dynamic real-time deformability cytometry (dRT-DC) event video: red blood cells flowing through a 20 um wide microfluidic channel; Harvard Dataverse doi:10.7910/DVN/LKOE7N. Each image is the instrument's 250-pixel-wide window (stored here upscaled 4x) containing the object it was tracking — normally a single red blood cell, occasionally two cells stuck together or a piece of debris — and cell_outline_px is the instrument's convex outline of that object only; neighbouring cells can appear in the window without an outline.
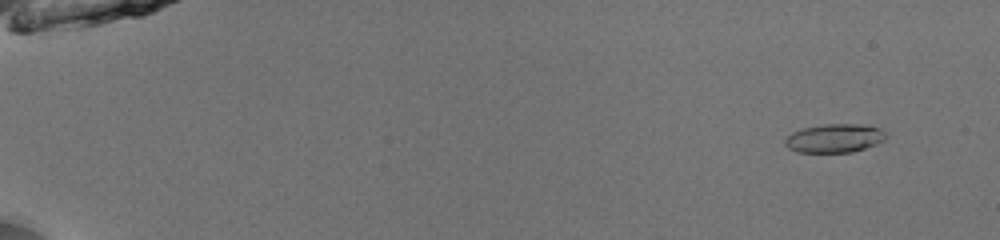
{"species": "common noctule bat (a hibernating species)", "species_latin": "Nyctalus noctula", "temperature_condition": "room temperature", "stored_images_in_passage": 53, "camera_frame_rate_fps": 3000, "um_per_image_px": 0.085, "animal": {"sex": "male", "body_mass_g": 13.0, "forearm_length_mm": 53.1}, "frame": {"image": 1, "passage_image": 5, "time_ms": 1.333, "image_size_px": [1000, 240], "cell_outline_px": [[888, 136], [884, 140], [876, 144], [852, 152], [796, 152], [788, 148], [784, 144], [784, 140], [792, 132], [804, 128], [824, 124], [872, 124], [880, 128]], "centroid_in_image_um": [70.96, 11.74], "position_along_channel_um": 14.0, "area_um2": 16.99}}
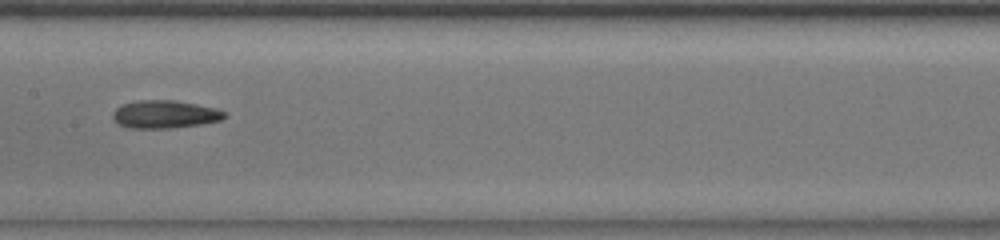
{"frame": {"image": 2, "passage_image": 30, "time_ms": 9.667, "image_size_px": [1000, 240], "cell_outline_px": [[228, 116], [220, 120], [200, 124], [168, 128], [128, 128], [120, 124], [112, 116], [112, 112], [120, 104], [140, 100], [176, 100], [216, 108], [224, 112]], "centroid_in_image_um": [13.99, 9.7], "position_along_channel_um": 193.4, "area_um2": 18.09}}
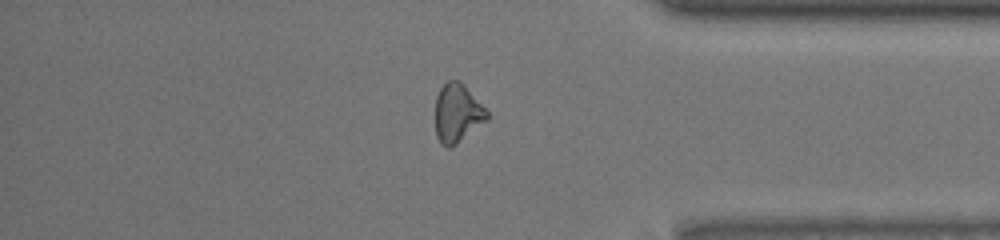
{"frame": {"image": 3, "passage_image": 46, "time_ms": 15.0, "image_size_px": [1000, 240], "cell_outline_px": [[488, 120], [456, 144], [448, 148], [444, 148], [440, 144], [436, 136], [436, 96], [440, 88], [448, 80], [460, 80], [464, 84], [488, 112]], "centroid_in_image_um": [38.86, 9.63], "position_along_channel_um": 396.3, "area_um2": 17.69}, "authors_computed_cell_mechanics": {"area_um2": 17.34, "velocity_mm_per_s": 4.0081, "shape_relaxation_time_tau1_ms": 4.143, "shape_relaxation_time_tau2_ms": 4.5068, "deformation_change_tau1": 0.1168, "deformation_change_tau2": 0.1275}}